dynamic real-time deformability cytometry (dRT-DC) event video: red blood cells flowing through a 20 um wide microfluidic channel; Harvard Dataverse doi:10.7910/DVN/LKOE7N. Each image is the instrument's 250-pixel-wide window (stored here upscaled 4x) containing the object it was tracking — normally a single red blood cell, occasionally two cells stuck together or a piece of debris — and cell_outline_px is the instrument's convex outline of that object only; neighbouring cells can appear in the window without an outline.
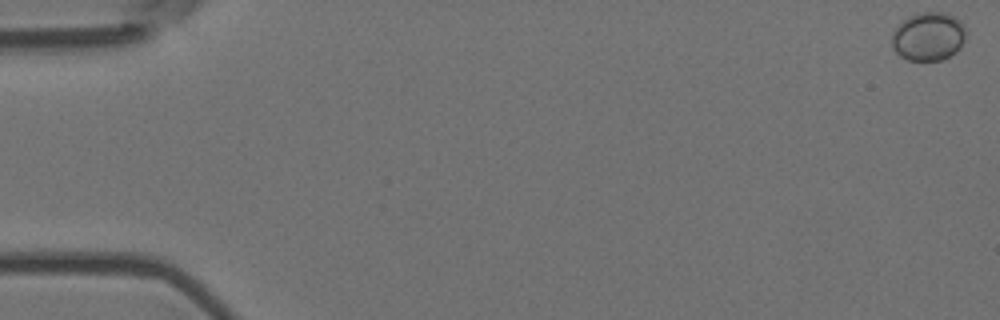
{"species": "Egyptian fruit bat (a non-hibernating species)", "species_latin": "Rousettus aegyptiacus", "temperature_condition": "room temperature", "stored_images_in_passage": 8, "camera_frame_rate_fps": 3000, "um_per_image_px": 0.085, "animal": {"sex": "female"}, "frame": {"image": 1, "passage_image": 1, "time_ms": 0.0, "image_size_px": [1000, 320], "cell_outline_px": [[968, 32], [960, 48], [956, 52], [940, 60], [908, 60], [900, 56], [892, 48], [892, 32], [908, 16], [916, 12], [948, 12], [956, 16], [960, 20]], "centroid_in_image_um": [78.94, 3.07], "position_along_channel_um": 6.1, "area_um2": 21.27}}
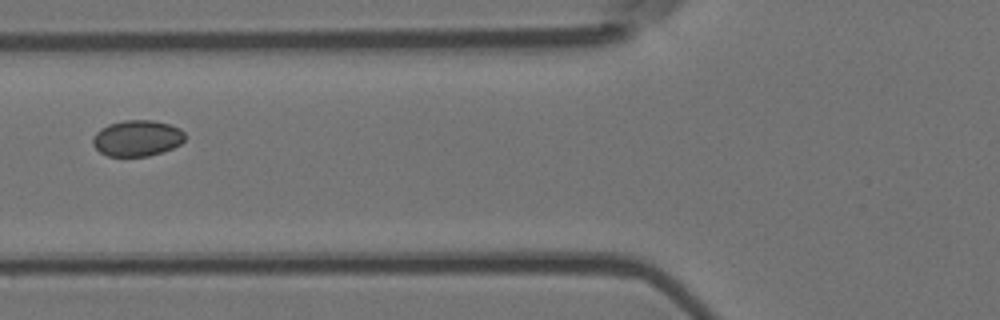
{"frame": {"image": 2, "passage_image": 7, "time_ms": 2.0, "image_size_px": [1000, 320], "cell_outline_px": [[184, 140], [180, 144], [172, 148], [148, 156], [108, 156], [100, 152], [92, 144], [92, 136], [100, 128], [108, 124], [124, 120], [152, 120], [168, 124], [180, 128], [184, 132]], "centroid_in_image_um": [11.62, 11.74], "position_along_channel_um": 114.2, "area_um2": 19.36}}
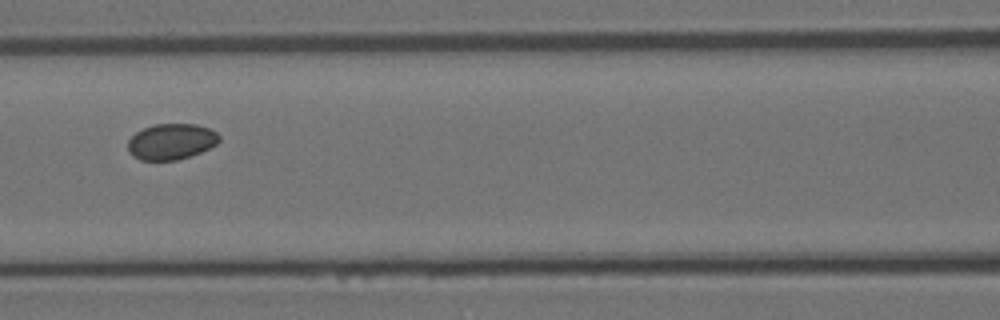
{"frame": {"image": 3, "passage_image": 8, "time_ms": 2.333, "image_size_px": [1000, 320], "cell_outline_px": [[220, 140], [216, 144], [200, 152], [176, 160], [140, 160], [132, 156], [128, 152], [128, 140], [136, 132], [144, 128], [156, 124], [196, 124], [208, 128], [216, 132], [220, 136]], "centroid_in_image_um": [14.54, 12.03], "position_along_channel_um": 152.1, "area_um2": 19.02}}